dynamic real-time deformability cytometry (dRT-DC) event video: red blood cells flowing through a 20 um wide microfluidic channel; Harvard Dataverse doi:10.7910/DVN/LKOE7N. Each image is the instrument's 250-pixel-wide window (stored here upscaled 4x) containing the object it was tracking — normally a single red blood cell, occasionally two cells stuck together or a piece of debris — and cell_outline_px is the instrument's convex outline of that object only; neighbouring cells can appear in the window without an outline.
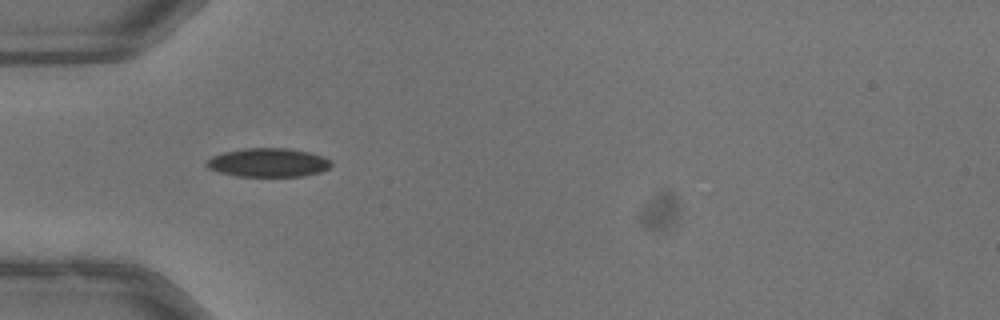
{"species": "common noctule bat (a hibernating species)", "species_latin": "Nyctalus noctula", "temperature_condition": "warm", "stored_images_in_passage": 8, "camera_frame_rate_fps": 3000, "um_per_image_px": 0.085, "animal": {"sex": "male", "body_mass_g": 13.3}, "frame": {"image": 1, "passage_image": 1, "time_ms": 0.0, "image_size_px": [1000, 320], "cell_outline_px": [[332, 164], [328, 168], [320, 172], [304, 176], [236, 176], [220, 172], [208, 168], [204, 164], [212, 156], [224, 152], [244, 148], [288, 148], [312, 152], [324, 156]], "centroid_in_image_um": [22.81, 13.81], "position_along_channel_um": 62.2, "area_um2": 20.92}}